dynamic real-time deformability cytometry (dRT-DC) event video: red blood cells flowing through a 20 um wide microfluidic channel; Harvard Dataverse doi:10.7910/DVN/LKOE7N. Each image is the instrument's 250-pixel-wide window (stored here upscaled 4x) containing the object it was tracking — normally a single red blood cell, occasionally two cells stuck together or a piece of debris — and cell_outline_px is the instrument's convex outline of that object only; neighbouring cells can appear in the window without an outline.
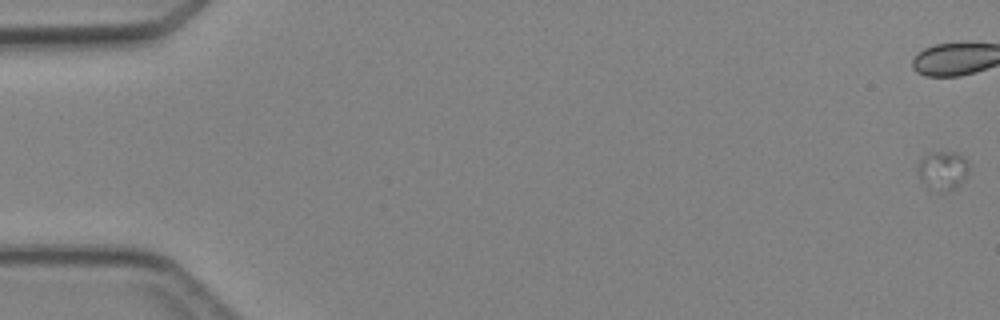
{"species": "Egyptian fruit bat (a non-hibernating species)", "species_latin": "Rousettus aegyptiacus", "temperature_condition": "cold", "stored_images_in_passage": 5, "camera_frame_rate_fps": 3000, "um_per_image_px": 0.085, "animal": {"sex": "female"}, "frame": {"image": 1, "passage_image": 1, "time_ms": 0.0, "image_size_px": [1000, 320], "cell_outline_px": [[968, 172], [952, 188], [944, 192], [924, 180], [920, 176], [920, 160], [928, 152], [956, 152], [964, 156], [968, 160]], "centroid_in_image_um": [80.19, 14.38], "position_along_channel_um": 4.8, "area_um2": 10.58}}